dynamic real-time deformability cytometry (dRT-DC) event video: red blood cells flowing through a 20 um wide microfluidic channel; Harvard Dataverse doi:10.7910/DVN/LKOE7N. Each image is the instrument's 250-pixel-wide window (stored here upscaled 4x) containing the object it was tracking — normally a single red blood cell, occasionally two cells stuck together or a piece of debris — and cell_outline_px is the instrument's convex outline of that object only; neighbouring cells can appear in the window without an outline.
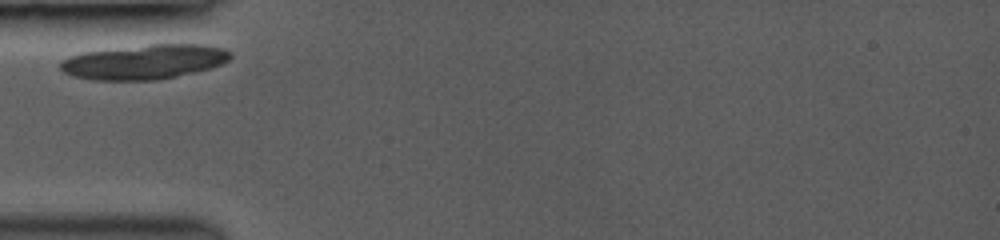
{"species": "common noctule bat (a hibernating species)", "species_latin": "Nyctalus noctula", "temperature_condition": "room temperature", "stored_images_in_passage": 2, "camera_frame_rate_fps": 3000, "um_per_image_px": 0.085, "animal": {"sex": "female", "body_mass_g": 19.0, "forearm_length_mm": 53.3}, "frame": {"image": 1, "passage_image": 1, "time_ms": 0.0, "image_size_px": [1000, 240], "cell_outline_px": [[232, 56], [228, 60], [212, 68], [196, 72], [160, 80], [92, 80], [72, 76], [64, 72], [60, 68], [60, 60], [68, 56], [80, 52], [148, 44], [208, 44], [224, 48]], "centroid_in_image_um": [12.24, 5.25], "position_along_channel_um": 72.8, "area_um2": 34.8}}